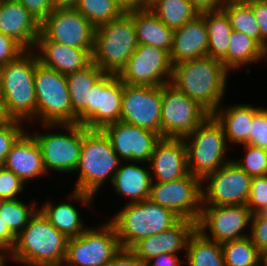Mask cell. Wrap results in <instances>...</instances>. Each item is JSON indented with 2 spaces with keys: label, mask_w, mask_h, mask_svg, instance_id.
<instances>
[{
  "label": "cell",
  "mask_w": 267,
  "mask_h": 266,
  "mask_svg": "<svg viewBox=\"0 0 267 266\" xmlns=\"http://www.w3.org/2000/svg\"><path fill=\"white\" fill-rule=\"evenodd\" d=\"M229 74L220 60L204 56L173 65L171 84L213 114L227 93Z\"/></svg>",
  "instance_id": "6da1fadb"
},
{
  "label": "cell",
  "mask_w": 267,
  "mask_h": 266,
  "mask_svg": "<svg viewBox=\"0 0 267 266\" xmlns=\"http://www.w3.org/2000/svg\"><path fill=\"white\" fill-rule=\"evenodd\" d=\"M68 238L37 212L16 236L7 259L24 266H62Z\"/></svg>",
  "instance_id": "7a4b0ae2"
},
{
  "label": "cell",
  "mask_w": 267,
  "mask_h": 266,
  "mask_svg": "<svg viewBox=\"0 0 267 266\" xmlns=\"http://www.w3.org/2000/svg\"><path fill=\"white\" fill-rule=\"evenodd\" d=\"M37 55L26 50L18 58L0 66L2 103L13 120L31 123L37 119L34 73Z\"/></svg>",
  "instance_id": "3957f363"
},
{
  "label": "cell",
  "mask_w": 267,
  "mask_h": 266,
  "mask_svg": "<svg viewBox=\"0 0 267 266\" xmlns=\"http://www.w3.org/2000/svg\"><path fill=\"white\" fill-rule=\"evenodd\" d=\"M120 164L121 160L105 132L101 129H87L83 126V144L75 170L78 179L74 190L95 197L106 181L112 183Z\"/></svg>",
  "instance_id": "277c9868"
},
{
  "label": "cell",
  "mask_w": 267,
  "mask_h": 266,
  "mask_svg": "<svg viewBox=\"0 0 267 266\" xmlns=\"http://www.w3.org/2000/svg\"><path fill=\"white\" fill-rule=\"evenodd\" d=\"M108 221L114 226L121 248L129 249L137 241L173 227L180 218L150 199L125 203Z\"/></svg>",
  "instance_id": "5b68a950"
},
{
  "label": "cell",
  "mask_w": 267,
  "mask_h": 266,
  "mask_svg": "<svg viewBox=\"0 0 267 266\" xmlns=\"http://www.w3.org/2000/svg\"><path fill=\"white\" fill-rule=\"evenodd\" d=\"M138 46L133 12L95 29L92 61L106 74L118 75Z\"/></svg>",
  "instance_id": "8992f818"
},
{
  "label": "cell",
  "mask_w": 267,
  "mask_h": 266,
  "mask_svg": "<svg viewBox=\"0 0 267 266\" xmlns=\"http://www.w3.org/2000/svg\"><path fill=\"white\" fill-rule=\"evenodd\" d=\"M182 139L187 149L189 173L201 180L232 160L227 154L231 146L223 127L212 114Z\"/></svg>",
  "instance_id": "52a82bcc"
},
{
  "label": "cell",
  "mask_w": 267,
  "mask_h": 266,
  "mask_svg": "<svg viewBox=\"0 0 267 266\" xmlns=\"http://www.w3.org/2000/svg\"><path fill=\"white\" fill-rule=\"evenodd\" d=\"M37 120L43 124H77L66 75L39 63L34 73Z\"/></svg>",
  "instance_id": "ba28073f"
},
{
  "label": "cell",
  "mask_w": 267,
  "mask_h": 266,
  "mask_svg": "<svg viewBox=\"0 0 267 266\" xmlns=\"http://www.w3.org/2000/svg\"><path fill=\"white\" fill-rule=\"evenodd\" d=\"M59 127L66 132L48 131L49 128L58 130ZM41 128H45L47 133L35 132L33 134L31 132L30 134L40 148L47 174L51 170L60 172V174L65 173V175L75 173L83 144V125L42 124Z\"/></svg>",
  "instance_id": "9c48e42d"
},
{
  "label": "cell",
  "mask_w": 267,
  "mask_h": 266,
  "mask_svg": "<svg viewBox=\"0 0 267 266\" xmlns=\"http://www.w3.org/2000/svg\"><path fill=\"white\" fill-rule=\"evenodd\" d=\"M121 249L114 226L102 222L88 227L79 236L68 238L62 266H105Z\"/></svg>",
  "instance_id": "30bf717a"
},
{
  "label": "cell",
  "mask_w": 267,
  "mask_h": 266,
  "mask_svg": "<svg viewBox=\"0 0 267 266\" xmlns=\"http://www.w3.org/2000/svg\"><path fill=\"white\" fill-rule=\"evenodd\" d=\"M210 113L174 85H162L161 137L183 138L193 132Z\"/></svg>",
  "instance_id": "8fae6325"
},
{
  "label": "cell",
  "mask_w": 267,
  "mask_h": 266,
  "mask_svg": "<svg viewBox=\"0 0 267 266\" xmlns=\"http://www.w3.org/2000/svg\"><path fill=\"white\" fill-rule=\"evenodd\" d=\"M149 199L180 219L197 223L202 208V180L189 173L170 182H152Z\"/></svg>",
  "instance_id": "7c38bea8"
},
{
  "label": "cell",
  "mask_w": 267,
  "mask_h": 266,
  "mask_svg": "<svg viewBox=\"0 0 267 266\" xmlns=\"http://www.w3.org/2000/svg\"><path fill=\"white\" fill-rule=\"evenodd\" d=\"M123 82L115 74H104L93 86L90 103L77 115V124L103 129L120 121Z\"/></svg>",
  "instance_id": "4fadbf2b"
},
{
  "label": "cell",
  "mask_w": 267,
  "mask_h": 266,
  "mask_svg": "<svg viewBox=\"0 0 267 266\" xmlns=\"http://www.w3.org/2000/svg\"><path fill=\"white\" fill-rule=\"evenodd\" d=\"M172 73L168 51L140 44L117 76L129 85L162 86L171 83Z\"/></svg>",
  "instance_id": "5bb4252c"
},
{
  "label": "cell",
  "mask_w": 267,
  "mask_h": 266,
  "mask_svg": "<svg viewBox=\"0 0 267 266\" xmlns=\"http://www.w3.org/2000/svg\"><path fill=\"white\" fill-rule=\"evenodd\" d=\"M251 180L231 160L202 180V206L246 205Z\"/></svg>",
  "instance_id": "9a60e30c"
},
{
  "label": "cell",
  "mask_w": 267,
  "mask_h": 266,
  "mask_svg": "<svg viewBox=\"0 0 267 266\" xmlns=\"http://www.w3.org/2000/svg\"><path fill=\"white\" fill-rule=\"evenodd\" d=\"M252 214L247 205L202 206L196 230L205 238L223 243L248 237Z\"/></svg>",
  "instance_id": "2e32d148"
},
{
  "label": "cell",
  "mask_w": 267,
  "mask_h": 266,
  "mask_svg": "<svg viewBox=\"0 0 267 266\" xmlns=\"http://www.w3.org/2000/svg\"><path fill=\"white\" fill-rule=\"evenodd\" d=\"M96 27L74 7L54 8L40 23V32L51 41L82 48L91 54Z\"/></svg>",
  "instance_id": "e0dca14e"
},
{
  "label": "cell",
  "mask_w": 267,
  "mask_h": 266,
  "mask_svg": "<svg viewBox=\"0 0 267 266\" xmlns=\"http://www.w3.org/2000/svg\"><path fill=\"white\" fill-rule=\"evenodd\" d=\"M162 86L123 83L120 121L161 136Z\"/></svg>",
  "instance_id": "ac0fdd59"
},
{
  "label": "cell",
  "mask_w": 267,
  "mask_h": 266,
  "mask_svg": "<svg viewBox=\"0 0 267 266\" xmlns=\"http://www.w3.org/2000/svg\"><path fill=\"white\" fill-rule=\"evenodd\" d=\"M123 162H150L155 145L162 138L152 131L117 121L102 129Z\"/></svg>",
  "instance_id": "d6986e66"
},
{
  "label": "cell",
  "mask_w": 267,
  "mask_h": 266,
  "mask_svg": "<svg viewBox=\"0 0 267 266\" xmlns=\"http://www.w3.org/2000/svg\"><path fill=\"white\" fill-rule=\"evenodd\" d=\"M152 182H170L189 174L187 149L182 138H161L149 162Z\"/></svg>",
  "instance_id": "ffe728a7"
},
{
  "label": "cell",
  "mask_w": 267,
  "mask_h": 266,
  "mask_svg": "<svg viewBox=\"0 0 267 266\" xmlns=\"http://www.w3.org/2000/svg\"><path fill=\"white\" fill-rule=\"evenodd\" d=\"M196 230V222L180 219L173 227L158 234L143 238L129 249L145 264L153 257L167 253H186L189 237Z\"/></svg>",
  "instance_id": "44dd1931"
},
{
  "label": "cell",
  "mask_w": 267,
  "mask_h": 266,
  "mask_svg": "<svg viewBox=\"0 0 267 266\" xmlns=\"http://www.w3.org/2000/svg\"><path fill=\"white\" fill-rule=\"evenodd\" d=\"M71 191L67 197L69 200L65 199L67 202L63 201L55 204L48 199L46 203L44 202L43 205L38 207L42 215L67 238L77 237L88 228L84 221L82 222V215H80L74 203L79 202V204L93 208L92 201L95 199L94 196L88 193L74 189Z\"/></svg>",
  "instance_id": "7402d4cb"
},
{
  "label": "cell",
  "mask_w": 267,
  "mask_h": 266,
  "mask_svg": "<svg viewBox=\"0 0 267 266\" xmlns=\"http://www.w3.org/2000/svg\"><path fill=\"white\" fill-rule=\"evenodd\" d=\"M33 51H36L39 63L64 75L81 70L92 62L88 50L48 40L41 32Z\"/></svg>",
  "instance_id": "603a6c76"
},
{
  "label": "cell",
  "mask_w": 267,
  "mask_h": 266,
  "mask_svg": "<svg viewBox=\"0 0 267 266\" xmlns=\"http://www.w3.org/2000/svg\"><path fill=\"white\" fill-rule=\"evenodd\" d=\"M0 33L14 39L25 50H33L40 34V22L19 0H2Z\"/></svg>",
  "instance_id": "cb8c5ba5"
},
{
  "label": "cell",
  "mask_w": 267,
  "mask_h": 266,
  "mask_svg": "<svg viewBox=\"0 0 267 266\" xmlns=\"http://www.w3.org/2000/svg\"><path fill=\"white\" fill-rule=\"evenodd\" d=\"M3 166L14 172L25 184L48 175L40 148L27 129L11 146Z\"/></svg>",
  "instance_id": "d4e9b609"
},
{
  "label": "cell",
  "mask_w": 267,
  "mask_h": 266,
  "mask_svg": "<svg viewBox=\"0 0 267 266\" xmlns=\"http://www.w3.org/2000/svg\"><path fill=\"white\" fill-rule=\"evenodd\" d=\"M169 55L172 65L208 56V34L201 14L174 30Z\"/></svg>",
  "instance_id": "484cf974"
},
{
  "label": "cell",
  "mask_w": 267,
  "mask_h": 266,
  "mask_svg": "<svg viewBox=\"0 0 267 266\" xmlns=\"http://www.w3.org/2000/svg\"><path fill=\"white\" fill-rule=\"evenodd\" d=\"M126 163V164H125ZM143 162H121L115 172L112 186L119 196H125L127 203H136L149 199L152 177L149 164ZM138 164V165H137ZM148 165V166H147Z\"/></svg>",
  "instance_id": "4316f807"
},
{
  "label": "cell",
  "mask_w": 267,
  "mask_h": 266,
  "mask_svg": "<svg viewBox=\"0 0 267 266\" xmlns=\"http://www.w3.org/2000/svg\"><path fill=\"white\" fill-rule=\"evenodd\" d=\"M212 114L221 124L227 143L234 146L249 144V135L254 119V107L251 104H234L230 107H222Z\"/></svg>",
  "instance_id": "83f0119b"
},
{
  "label": "cell",
  "mask_w": 267,
  "mask_h": 266,
  "mask_svg": "<svg viewBox=\"0 0 267 266\" xmlns=\"http://www.w3.org/2000/svg\"><path fill=\"white\" fill-rule=\"evenodd\" d=\"M133 23L138 45H152L170 52L174 30L168 28L149 8L133 12Z\"/></svg>",
  "instance_id": "f1b7e54d"
},
{
  "label": "cell",
  "mask_w": 267,
  "mask_h": 266,
  "mask_svg": "<svg viewBox=\"0 0 267 266\" xmlns=\"http://www.w3.org/2000/svg\"><path fill=\"white\" fill-rule=\"evenodd\" d=\"M264 58L265 49L255 39L233 30L228 53L221 62L229 72H235L249 64L261 63Z\"/></svg>",
  "instance_id": "f546056e"
},
{
  "label": "cell",
  "mask_w": 267,
  "mask_h": 266,
  "mask_svg": "<svg viewBox=\"0 0 267 266\" xmlns=\"http://www.w3.org/2000/svg\"><path fill=\"white\" fill-rule=\"evenodd\" d=\"M200 14L204 17L208 34V56L221 61L228 53L233 31L229 17L223 9Z\"/></svg>",
  "instance_id": "4dcf8cb0"
},
{
  "label": "cell",
  "mask_w": 267,
  "mask_h": 266,
  "mask_svg": "<svg viewBox=\"0 0 267 266\" xmlns=\"http://www.w3.org/2000/svg\"><path fill=\"white\" fill-rule=\"evenodd\" d=\"M104 74L92 61L85 68L66 75L70 102L76 115L90 103L92 88Z\"/></svg>",
  "instance_id": "1f68e13d"
},
{
  "label": "cell",
  "mask_w": 267,
  "mask_h": 266,
  "mask_svg": "<svg viewBox=\"0 0 267 266\" xmlns=\"http://www.w3.org/2000/svg\"><path fill=\"white\" fill-rule=\"evenodd\" d=\"M185 256L182 261L187 266H226L221 243L205 238L197 230L189 237Z\"/></svg>",
  "instance_id": "d6a6232c"
},
{
  "label": "cell",
  "mask_w": 267,
  "mask_h": 266,
  "mask_svg": "<svg viewBox=\"0 0 267 266\" xmlns=\"http://www.w3.org/2000/svg\"><path fill=\"white\" fill-rule=\"evenodd\" d=\"M148 8L173 30L182 27L200 14L189 0H150Z\"/></svg>",
  "instance_id": "836d02e7"
},
{
  "label": "cell",
  "mask_w": 267,
  "mask_h": 266,
  "mask_svg": "<svg viewBox=\"0 0 267 266\" xmlns=\"http://www.w3.org/2000/svg\"><path fill=\"white\" fill-rule=\"evenodd\" d=\"M221 246L226 266H262V253L249 236L223 242Z\"/></svg>",
  "instance_id": "e575fe53"
},
{
  "label": "cell",
  "mask_w": 267,
  "mask_h": 266,
  "mask_svg": "<svg viewBox=\"0 0 267 266\" xmlns=\"http://www.w3.org/2000/svg\"><path fill=\"white\" fill-rule=\"evenodd\" d=\"M222 9L229 17L233 30L246 34L260 44L259 25L247 2L226 0Z\"/></svg>",
  "instance_id": "d590c367"
},
{
  "label": "cell",
  "mask_w": 267,
  "mask_h": 266,
  "mask_svg": "<svg viewBox=\"0 0 267 266\" xmlns=\"http://www.w3.org/2000/svg\"><path fill=\"white\" fill-rule=\"evenodd\" d=\"M38 203L33 200L25 204L22 199L2 200L0 203V217L9 230L17 236L28 224L30 218L37 212Z\"/></svg>",
  "instance_id": "8d00e7d4"
},
{
  "label": "cell",
  "mask_w": 267,
  "mask_h": 266,
  "mask_svg": "<svg viewBox=\"0 0 267 266\" xmlns=\"http://www.w3.org/2000/svg\"><path fill=\"white\" fill-rule=\"evenodd\" d=\"M74 8L95 27L108 23L123 14L115 0H78Z\"/></svg>",
  "instance_id": "74e56055"
},
{
  "label": "cell",
  "mask_w": 267,
  "mask_h": 266,
  "mask_svg": "<svg viewBox=\"0 0 267 266\" xmlns=\"http://www.w3.org/2000/svg\"><path fill=\"white\" fill-rule=\"evenodd\" d=\"M243 149L244 156L232 161L251 177L267 175V150L250 144H244Z\"/></svg>",
  "instance_id": "f35d334b"
},
{
  "label": "cell",
  "mask_w": 267,
  "mask_h": 266,
  "mask_svg": "<svg viewBox=\"0 0 267 266\" xmlns=\"http://www.w3.org/2000/svg\"><path fill=\"white\" fill-rule=\"evenodd\" d=\"M246 205L252 215L265 211L267 208V175L252 177Z\"/></svg>",
  "instance_id": "ab89813d"
},
{
  "label": "cell",
  "mask_w": 267,
  "mask_h": 266,
  "mask_svg": "<svg viewBox=\"0 0 267 266\" xmlns=\"http://www.w3.org/2000/svg\"><path fill=\"white\" fill-rule=\"evenodd\" d=\"M25 183L11 170L0 166V199H21L19 194L23 193Z\"/></svg>",
  "instance_id": "60d3db41"
},
{
  "label": "cell",
  "mask_w": 267,
  "mask_h": 266,
  "mask_svg": "<svg viewBox=\"0 0 267 266\" xmlns=\"http://www.w3.org/2000/svg\"><path fill=\"white\" fill-rule=\"evenodd\" d=\"M249 144L267 150V114L262 106H254V119Z\"/></svg>",
  "instance_id": "b9f144b4"
},
{
  "label": "cell",
  "mask_w": 267,
  "mask_h": 266,
  "mask_svg": "<svg viewBox=\"0 0 267 266\" xmlns=\"http://www.w3.org/2000/svg\"><path fill=\"white\" fill-rule=\"evenodd\" d=\"M23 122L12 120L6 127L0 129V166L3 165L11 146L26 131Z\"/></svg>",
  "instance_id": "7bdbcfd3"
},
{
  "label": "cell",
  "mask_w": 267,
  "mask_h": 266,
  "mask_svg": "<svg viewBox=\"0 0 267 266\" xmlns=\"http://www.w3.org/2000/svg\"><path fill=\"white\" fill-rule=\"evenodd\" d=\"M248 230L254 245L263 253L267 249V215L263 212L252 215Z\"/></svg>",
  "instance_id": "ee69618b"
},
{
  "label": "cell",
  "mask_w": 267,
  "mask_h": 266,
  "mask_svg": "<svg viewBox=\"0 0 267 266\" xmlns=\"http://www.w3.org/2000/svg\"><path fill=\"white\" fill-rule=\"evenodd\" d=\"M25 51L14 39L0 33V66L15 60Z\"/></svg>",
  "instance_id": "f6af8a7d"
},
{
  "label": "cell",
  "mask_w": 267,
  "mask_h": 266,
  "mask_svg": "<svg viewBox=\"0 0 267 266\" xmlns=\"http://www.w3.org/2000/svg\"><path fill=\"white\" fill-rule=\"evenodd\" d=\"M256 18L260 31V45L265 49L267 47V2L262 0H250L247 2Z\"/></svg>",
  "instance_id": "bcb514c9"
},
{
  "label": "cell",
  "mask_w": 267,
  "mask_h": 266,
  "mask_svg": "<svg viewBox=\"0 0 267 266\" xmlns=\"http://www.w3.org/2000/svg\"><path fill=\"white\" fill-rule=\"evenodd\" d=\"M40 23L55 8L53 0H19Z\"/></svg>",
  "instance_id": "7dc6e473"
},
{
  "label": "cell",
  "mask_w": 267,
  "mask_h": 266,
  "mask_svg": "<svg viewBox=\"0 0 267 266\" xmlns=\"http://www.w3.org/2000/svg\"><path fill=\"white\" fill-rule=\"evenodd\" d=\"M105 266H144V263L130 249L121 248Z\"/></svg>",
  "instance_id": "c3c4849f"
},
{
  "label": "cell",
  "mask_w": 267,
  "mask_h": 266,
  "mask_svg": "<svg viewBox=\"0 0 267 266\" xmlns=\"http://www.w3.org/2000/svg\"><path fill=\"white\" fill-rule=\"evenodd\" d=\"M15 240L16 236L9 230L6 223L0 217V251L8 256L15 244Z\"/></svg>",
  "instance_id": "681fc988"
},
{
  "label": "cell",
  "mask_w": 267,
  "mask_h": 266,
  "mask_svg": "<svg viewBox=\"0 0 267 266\" xmlns=\"http://www.w3.org/2000/svg\"><path fill=\"white\" fill-rule=\"evenodd\" d=\"M179 254H159L149 261H147L144 266H181V258Z\"/></svg>",
  "instance_id": "f907efd6"
},
{
  "label": "cell",
  "mask_w": 267,
  "mask_h": 266,
  "mask_svg": "<svg viewBox=\"0 0 267 266\" xmlns=\"http://www.w3.org/2000/svg\"><path fill=\"white\" fill-rule=\"evenodd\" d=\"M123 13H131L147 9L150 0H115Z\"/></svg>",
  "instance_id": "816d5d0a"
},
{
  "label": "cell",
  "mask_w": 267,
  "mask_h": 266,
  "mask_svg": "<svg viewBox=\"0 0 267 266\" xmlns=\"http://www.w3.org/2000/svg\"><path fill=\"white\" fill-rule=\"evenodd\" d=\"M199 13L222 9L226 0H189Z\"/></svg>",
  "instance_id": "f5cc1de1"
},
{
  "label": "cell",
  "mask_w": 267,
  "mask_h": 266,
  "mask_svg": "<svg viewBox=\"0 0 267 266\" xmlns=\"http://www.w3.org/2000/svg\"><path fill=\"white\" fill-rule=\"evenodd\" d=\"M13 119L9 116L6 107L0 101V129L6 127Z\"/></svg>",
  "instance_id": "db71d44e"
},
{
  "label": "cell",
  "mask_w": 267,
  "mask_h": 266,
  "mask_svg": "<svg viewBox=\"0 0 267 266\" xmlns=\"http://www.w3.org/2000/svg\"><path fill=\"white\" fill-rule=\"evenodd\" d=\"M55 8L74 7L78 0H53Z\"/></svg>",
  "instance_id": "11a10c76"
},
{
  "label": "cell",
  "mask_w": 267,
  "mask_h": 266,
  "mask_svg": "<svg viewBox=\"0 0 267 266\" xmlns=\"http://www.w3.org/2000/svg\"><path fill=\"white\" fill-rule=\"evenodd\" d=\"M7 260L8 259L5 254H0V266H5V264L8 262Z\"/></svg>",
  "instance_id": "9f6ffc18"
},
{
  "label": "cell",
  "mask_w": 267,
  "mask_h": 266,
  "mask_svg": "<svg viewBox=\"0 0 267 266\" xmlns=\"http://www.w3.org/2000/svg\"><path fill=\"white\" fill-rule=\"evenodd\" d=\"M262 266H267V249L262 253Z\"/></svg>",
  "instance_id": "6f0895ef"
},
{
  "label": "cell",
  "mask_w": 267,
  "mask_h": 266,
  "mask_svg": "<svg viewBox=\"0 0 267 266\" xmlns=\"http://www.w3.org/2000/svg\"><path fill=\"white\" fill-rule=\"evenodd\" d=\"M2 96H3V93H2V79H1V70H0V101H2Z\"/></svg>",
  "instance_id": "680465c9"
},
{
  "label": "cell",
  "mask_w": 267,
  "mask_h": 266,
  "mask_svg": "<svg viewBox=\"0 0 267 266\" xmlns=\"http://www.w3.org/2000/svg\"><path fill=\"white\" fill-rule=\"evenodd\" d=\"M264 60L267 61V47L265 48V58H264Z\"/></svg>",
  "instance_id": "91938a15"
},
{
  "label": "cell",
  "mask_w": 267,
  "mask_h": 266,
  "mask_svg": "<svg viewBox=\"0 0 267 266\" xmlns=\"http://www.w3.org/2000/svg\"><path fill=\"white\" fill-rule=\"evenodd\" d=\"M233 1L248 2V1H250V0H233Z\"/></svg>",
  "instance_id": "94428289"
},
{
  "label": "cell",
  "mask_w": 267,
  "mask_h": 266,
  "mask_svg": "<svg viewBox=\"0 0 267 266\" xmlns=\"http://www.w3.org/2000/svg\"><path fill=\"white\" fill-rule=\"evenodd\" d=\"M262 109H263V110L266 112V114H267V108H266V107L264 108V107L262 106Z\"/></svg>",
  "instance_id": "6125c7cd"
},
{
  "label": "cell",
  "mask_w": 267,
  "mask_h": 266,
  "mask_svg": "<svg viewBox=\"0 0 267 266\" xmlns=\"http://www.w3.org/2000/svg\"><path fill=\"white\" fill-rule=\"evenodd\" d=\"M265 215H267V208L265 209V211L263 212Z\"/></svg>",
  "instance_id": "be15d7a7"
}]
</instances>
